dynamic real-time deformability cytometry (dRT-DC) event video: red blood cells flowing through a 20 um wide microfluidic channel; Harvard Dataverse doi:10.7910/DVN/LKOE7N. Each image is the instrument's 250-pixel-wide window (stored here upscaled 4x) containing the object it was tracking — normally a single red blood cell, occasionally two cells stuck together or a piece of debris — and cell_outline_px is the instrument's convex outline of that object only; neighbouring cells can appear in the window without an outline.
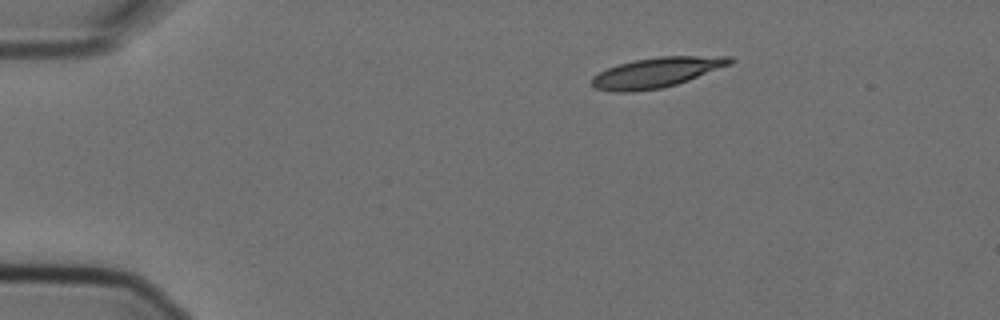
{"species": "Egyptian fruit bat (a non-hibernating species)", "species_latin": "Rousettus aegyptiacus", "temperature_condition": "cold", "stored_images_in_passage": 3, "camera_frame_rate_fps": 3000, "um_per_image_px": 0.085, "animal": {"sex": "female"}, "frame": {"image": 1, "passage_image": 1, "time_ms": 0.0, "image_size_px": [1000, 320], "cell_outline_px": [[736, 60], [732, 64], [688, 80], [676, 84], [660, 88], [632, 92], [616, 92], [592, 88], [592, 76], [608, 68], [632, 60], [660, 56], [732, 56]], "centroid_in_image_um": [55.83, 6.15], "position_along_channel_um": 29.2, "area_um2": 24.22}}